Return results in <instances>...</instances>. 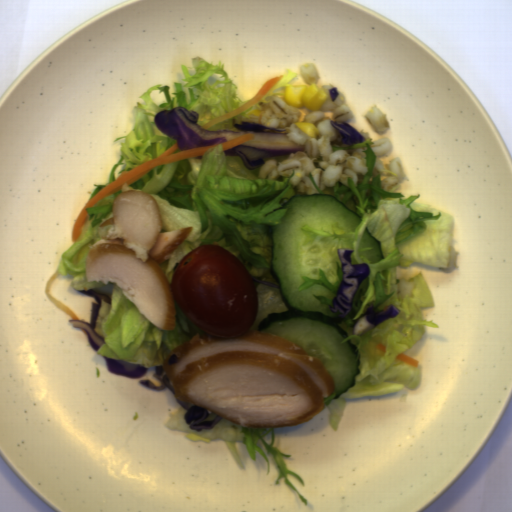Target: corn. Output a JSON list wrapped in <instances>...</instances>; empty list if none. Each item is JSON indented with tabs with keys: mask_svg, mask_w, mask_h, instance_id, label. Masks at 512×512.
<instances>
[{
	"mask_svg": "<svg viewBox=\"0 0 512 512\" xmlns=\"http://www.w3.org/2000/svg\"><path fill=\"white\" fill-rule=\"evenodd\" d=\"M297 127H299L305 134H307L310 138H320V131L317 126L313 125L310 122H302L297 121L294 123Z\"/></svg>",
	"mask_w": 512,
	"mask_h": 512,
	"instance_id": "corn-2",
	"label": "corn"
},
{
	"mask_svg": "<svg viewBox=\"0 0 512 512\" xmlns=\"http://www.w3.org/2000/svg\"><path fill=\"white\" fill-rule=\"evenodd\" d=\"M284 101L292 107L305 108L308 111H319L327 97L317 83L305 85H286L283 90Z\"/></svg>",
	"mask_w": 512,
	"mask_h": 512,
	"instance_id": "corn-1",
	"label": "corn"
}]
</instances>
